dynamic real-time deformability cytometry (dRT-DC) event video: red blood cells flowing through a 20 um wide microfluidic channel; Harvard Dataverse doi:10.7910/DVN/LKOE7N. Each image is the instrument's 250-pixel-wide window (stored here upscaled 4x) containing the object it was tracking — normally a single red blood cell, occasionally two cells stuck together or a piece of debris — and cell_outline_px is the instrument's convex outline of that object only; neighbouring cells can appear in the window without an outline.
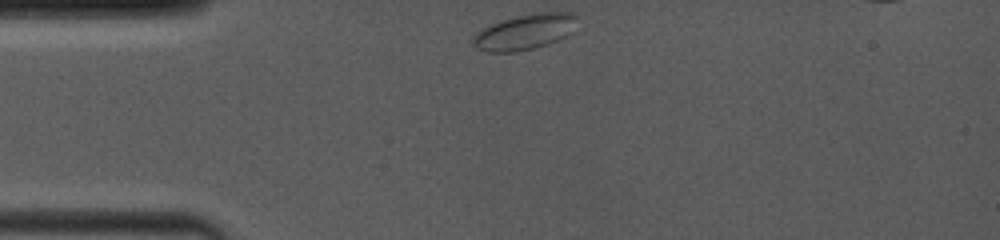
{"species": "common noctule bat (a hibernating species)", "species_latin": "Nyctalus noctula", "temperature_condition": "room temperature", "stored_images_in_passage": 29, "camera_frame_rate_fps": 4000, "um_per_image_px": 0.085, "animal": {"sex": "female", "body_mass_g": 19.0, "forearm_length_mm": 53.3}, "frame": {"image": 1, "passage_image": 1, "time_ms": 0.0, "image_size_px": [1000, 240], "cell_outline_px": [[576, 16], [572, 32], [548, 44], [516, 52], [488, 52], [476, 48], [472, 44], [472, 40], [476, 32], [500, 20], [516, 16], [544, 12], [572, 12]], "centroid_in_image_um": [44.57, 2.72], "position_along_channel_um": 40.4, "area_um2": 21.27}}
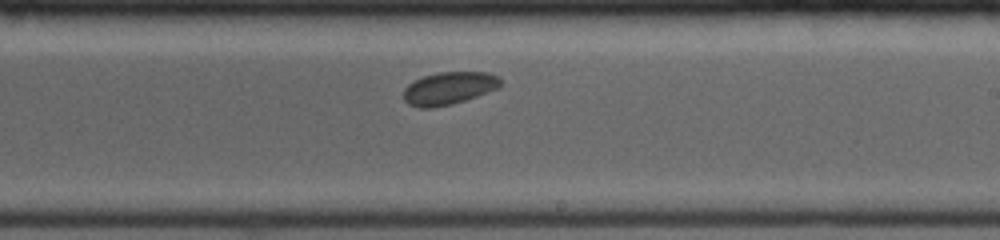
{"frame": {"image": 2, "passage_image": 18, "time_ms": 6.0, "image_size_px": [1000, 240], "cell_outline_px": [[500, 84], [496, 88], [476, 96], [452, 104], [432, 108], [420, 108], [408, 104], [404, 100], [404, 88], [408, 84], [424, 76], [440, 72], [488, 72], [500, 76]], "centroid_in_image_um": [38.13, 7.5], "position_along_channel_um": 250.9, "area_um2": 18.26}}
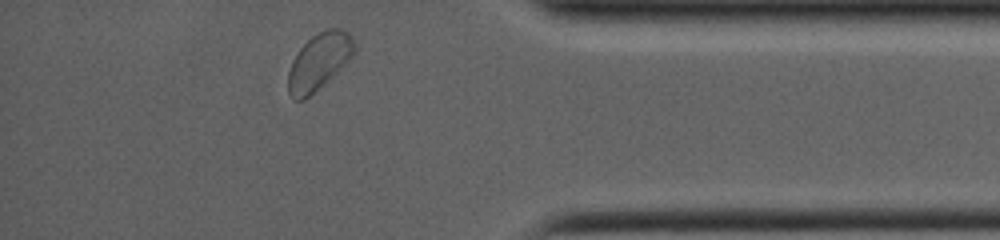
{"frame": {"image": 3, "passage_image": 29, "time_ms": 10.25, "image_size_px": [1000, 240], "cell_outline_px": [[356, 52], [336, 72], [304, 100], [296, 100], [288, 92], [288, 72], [292, 60], [300, 48], [312, 36], [328, 28], [340, 28], [348, 32], [352, 36], [356, 44]], "centroid_in_image_um": [27.13, 5.19], "position_along_channel_um": 408.1, "area_um2": 21.5}, "authors_computed_cell_mechanics": {"area_um2": 18.4382, "velocity_mm_per_s": 3.9715, "shape_relaxation_time_tau1_ms": 0.8879, "shape_relaxation_time_tau2_ms": 2.7862, "deformation_change_tau1": 0.0279, "deformation_change_tau2": 0.0398}}